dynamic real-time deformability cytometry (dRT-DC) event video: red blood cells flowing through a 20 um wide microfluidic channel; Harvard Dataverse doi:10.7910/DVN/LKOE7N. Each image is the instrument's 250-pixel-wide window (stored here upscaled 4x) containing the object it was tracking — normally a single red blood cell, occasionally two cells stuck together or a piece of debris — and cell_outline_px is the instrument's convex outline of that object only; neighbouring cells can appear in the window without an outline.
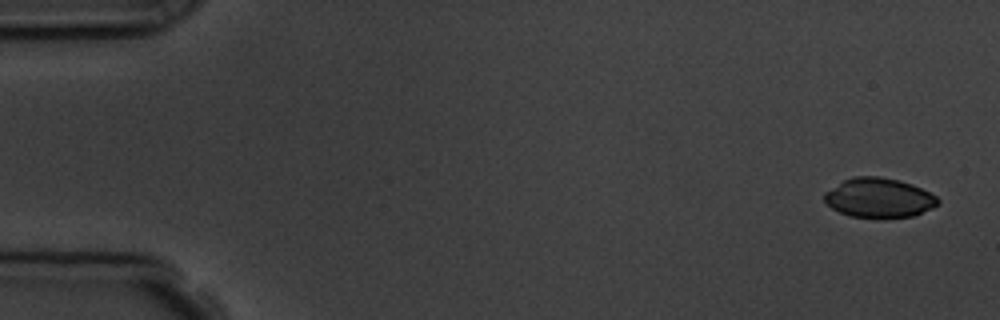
{"species": "common noctule bat (a hibernating species)", "species_latin": "Nyctalus noctula", "temperature_condition": "room temperature", "stored_images_in_passage": 5, "camera_frame_rate_fps": 3000, "um_per_image_px": 0.085, "animal": {"sex": "male", "body_mass_g": 19.5, "forearm_length_mm": 54.6}, "frame": {"image": 1, "passage_image": 1, "time_ms": 0.0, "image_size_px": [1000, 320], "cell_outline_px": [[940, 204], [932, 208], [912, 216], [880, 220], [848, 216], [832, 208], [824, 200], [824, 192], [844, 180], [852, 176], [880, 176], [900, 180], [912, 184], [936, 196], [940, 200]], "centroid_in_image_um": [74.71, 16.84], "position_along_channel_um": 10.3, "area_um2": 26.7}}
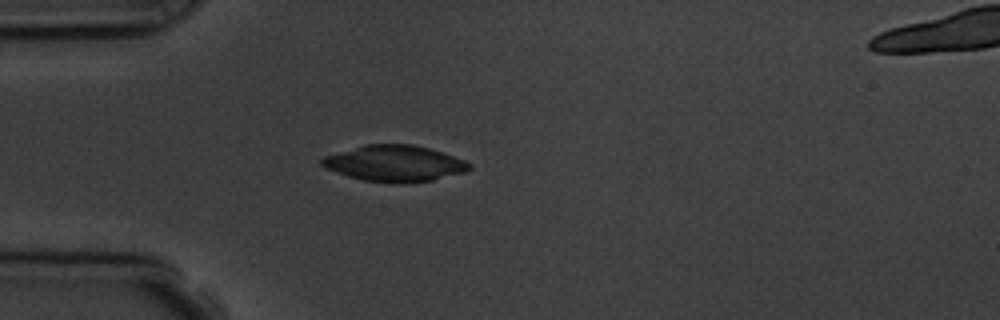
{"frame": {"image": 2, "passage_image": 4, "time_ms": 4.333, "image_size_px": [1000, 320], "cell_outline_px": [[472, 168], [468, 172], [432, 180], [408, 184], [396, 184], [364, 180], [348, 176], [336, 172], [320, 164], [320, 160], [324, 156], [364, 144], [412, 144], [428, 148], [464, 160], [472, 164]], "centroid_in_image_um": [33.57, 13.9], "position_along_channel_um": 51.4, "area_um2": 31.21}}